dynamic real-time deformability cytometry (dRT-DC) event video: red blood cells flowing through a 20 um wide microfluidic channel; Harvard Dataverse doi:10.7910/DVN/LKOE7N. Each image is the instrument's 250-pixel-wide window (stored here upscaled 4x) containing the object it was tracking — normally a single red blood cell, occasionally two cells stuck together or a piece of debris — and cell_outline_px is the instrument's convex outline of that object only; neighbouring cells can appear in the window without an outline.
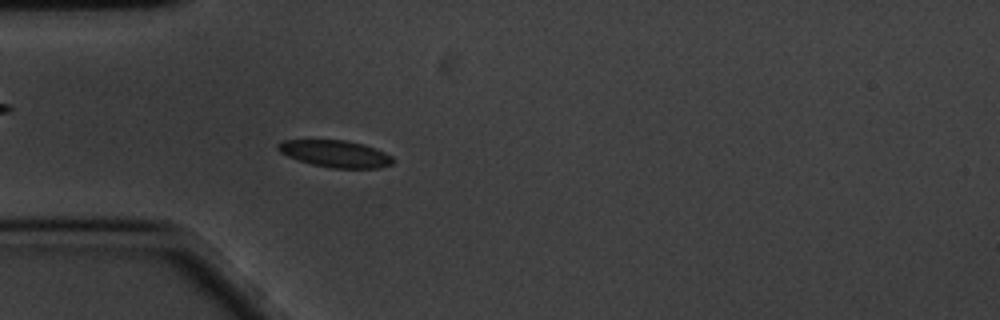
{"species": "common noctule bat (a hibernating species)", "species_latin": "Nyctalus noctula", "temperature_condition": "cold", "stored_images_in_passage": 54, "camera_frame_rate_fps": 3000, "um_per_image_px": 0.085, "animal": {"sex": "male", "body_mass_g": 20.1, "forearm_length_mm": 53.5}, "frame": {"image": 1, "passage_image": 11, "time_ms": 3.333, "image_size_px": [1000, 320], "cell_outline_px": [[392, 164], [376, 168], [332, 168], [312, 164], [288, 156], [280, 152], [276, 148], [276, 144], [284, 140], [344, 140], [364, 144], [384, 152], [392, 156]], "centroid_in_image_um": [28.48, 13.06], "position_along_channel_um": 56.5, "area_um2": 17.86}}
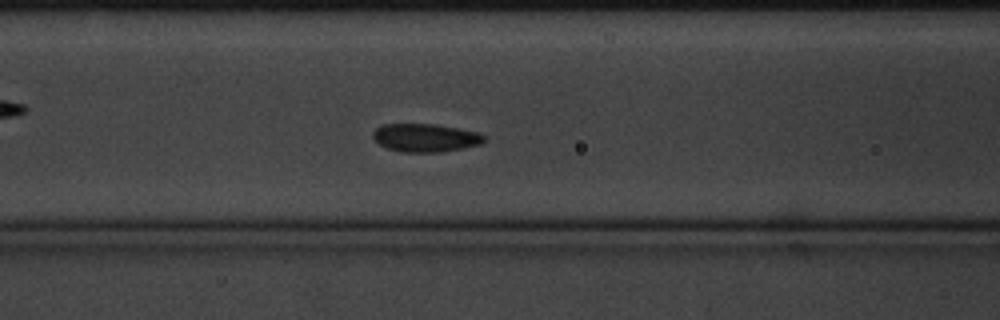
{"frame": {"image": 2, "passage_image": 18, "time_ms": 5.667, "image_size_px": [1000, 320], "cell_outline_px": [[484, 140], [480, 144], [440, 152], [400, 152], [388, 148], [380, 144], [372, 136], [372, 132], [376, 128], [384, 124], [436, 124], [460, 128], [480, 132], [484, 136]], "centroid_in_image_um": [36.15, 11.7], "position_along_channel_um": 130.4, "area_um2": 18.21}}
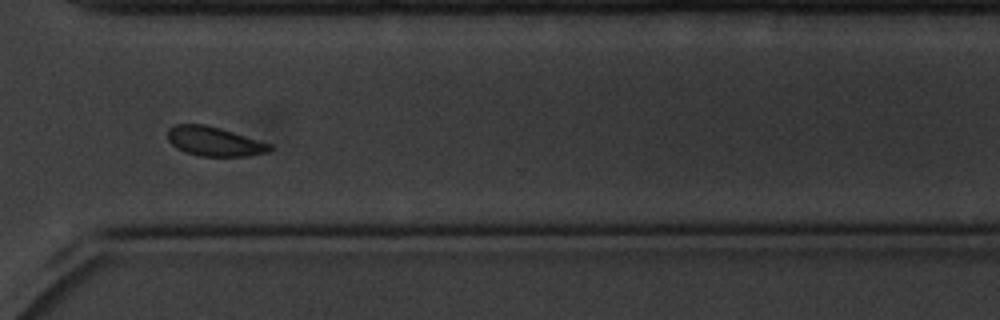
{"frame": {"image": 3, "passage_image": 38, "time_ms": 12.333, "image_size_px": [1000, 320], "cell_outline_px": [[272, 148], [268, 152], [244, 156], [200, 156], [184, 152], [176, 148], [168, 140], [168, 128], [176, 124], [204, 124], [220, 128], [272, 144]], "centroid_in_image_um": [18.19, 12.02], "position_along_channel_um": 352.4, "area_um2": 17.4}}